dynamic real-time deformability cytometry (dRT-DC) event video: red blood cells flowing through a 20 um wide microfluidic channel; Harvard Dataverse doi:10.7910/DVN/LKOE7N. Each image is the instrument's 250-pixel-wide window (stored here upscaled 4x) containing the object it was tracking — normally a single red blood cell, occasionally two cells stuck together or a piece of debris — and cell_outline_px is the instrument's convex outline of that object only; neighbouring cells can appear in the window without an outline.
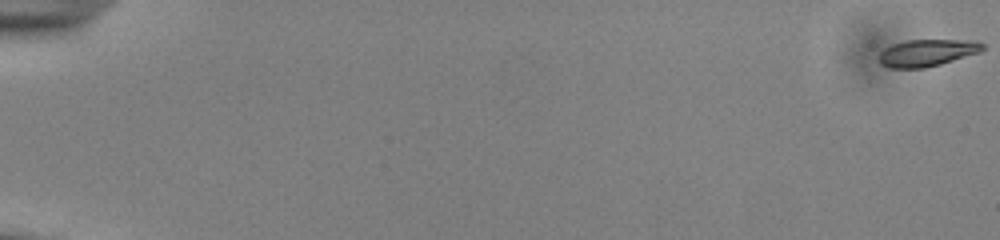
{"species": "common noctule bat (a hibernating species)", "species_latin": "Nyctalus noctula", "temperature_condition": "cold", "stored_images_in_passage": 19, "camera_frame_rate_fps": 3000, "um_per_image_px": 0.085, "animal": {"sex": "male", "body_mass_g": 13.0, "forearm_length_mm": 53.1}, "frame": {"image": 1, "passage_image": 1, "time_ms": 0.0, "image_size_px": [1000, 240], "cell_outline_px": [[984, 48], [980, 52], [940, 64], [924, 68], [888, 68], [880, 64], [876, 60], [876, 56], [884, 48], [892, 44], [908, 40], [976, 40], [984, 44]], "centroid_in_image_um": [78.74, 4.49], "position_along_channel_um": 6.3, "area_um2": 16.53}}
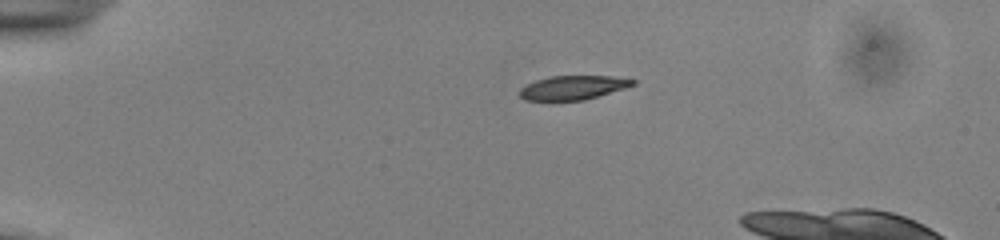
{"frame": {"image": 2, "passage_image": 14, "time_ms": 4.333, "image_size_px": [1000, 240], "cell_outline_px": [[636, 84], [624, 88], [584, 100], [524, 100], [520, 96], [520, 88], [536, 80], [552, 76], [612, 76], [636, 80]], "centroid_in_image_um": [48.7, 7.44], "position_along_channel_um": 36.3, "area_um2": 15.61}}